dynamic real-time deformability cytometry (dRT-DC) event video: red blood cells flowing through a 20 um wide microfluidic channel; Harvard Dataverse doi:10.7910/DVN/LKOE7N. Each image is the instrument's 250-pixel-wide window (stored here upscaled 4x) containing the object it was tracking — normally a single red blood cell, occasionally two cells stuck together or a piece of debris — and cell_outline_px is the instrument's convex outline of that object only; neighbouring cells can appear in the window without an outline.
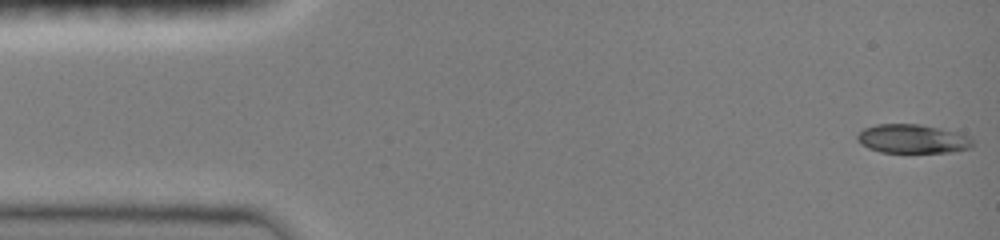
{"species": "common noctule bat (a hibernating species)", "species_latin": "Nyctalus noctula", "temperature_condition": "room temperature", "stored_images_in_passage": 46, "camera_frame_rate_fps": 3000, "um_per_image_px": 0.085, "animal": {"sex": "female", "body_mass_g": 19.0, "forearm_length_mm": 51.5}, "frame": {"image": 1, "passage_image": 1, "time_ms": 0.0, "image_size_px": [1000, 240], "cell_outline_px": [[972, 148], [952, 152], [880, 152], [868, 148], [860, 144], [856, 140], [856, 136], [864, 128], [876, 124], [920, 124], [940, 128], [972, 136]], "centroid_in_image_um": [77.57, 11.8], "position_along_channel_um": 7.4, "area_um2": 19.59}}
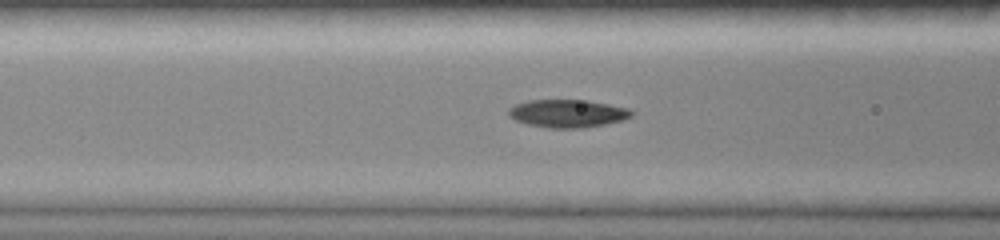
{"frame": {"image": 2, "passage_image": 20, "time_ms": 5.667, "image_size_px": [1000, 240], "cell_outline_px": [[636, 112], [632, 116], [624, 120], [584, 128], [548, 128], [528, 124], [516, 120], [508, 116], [508, 108], [516, 104], [528, 100], [588, 100], [628, 108]], "centroid_in_image_um": [48.26, 9.64], "position_along_channel_um": 118.3, "area_um2": 20.11}}
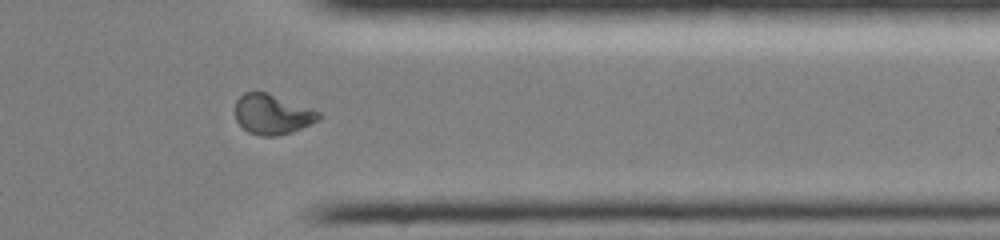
{"frame": {"image": 3, "passage_image": 37, "time_ms": 12.333, "image_size_px": [1000, 240], "cell_outline_px": [[324, 116], [320, 120], [292, 132], [276, 136], [260, 136], [248, 132], [236, 120], [236, 100], [244, 92], [268, 92], [320, 112]], "centroid_in_image_um": [23.17, 9.72], "position_along_channel_um": 388.2, "area_um2": 19.54}, "authors_computed_cell_mechanics": {"area_um2": 19.5075, "velocity_mm_per_s": 4.0533, "shape_relaxation_time_tau1_ms": 4.687, "shape_relaxation_time_tau2_ms": 4.7649, "deformation_change_tau1": 0.1903, "deformation_change_tau2": 0.0725}}